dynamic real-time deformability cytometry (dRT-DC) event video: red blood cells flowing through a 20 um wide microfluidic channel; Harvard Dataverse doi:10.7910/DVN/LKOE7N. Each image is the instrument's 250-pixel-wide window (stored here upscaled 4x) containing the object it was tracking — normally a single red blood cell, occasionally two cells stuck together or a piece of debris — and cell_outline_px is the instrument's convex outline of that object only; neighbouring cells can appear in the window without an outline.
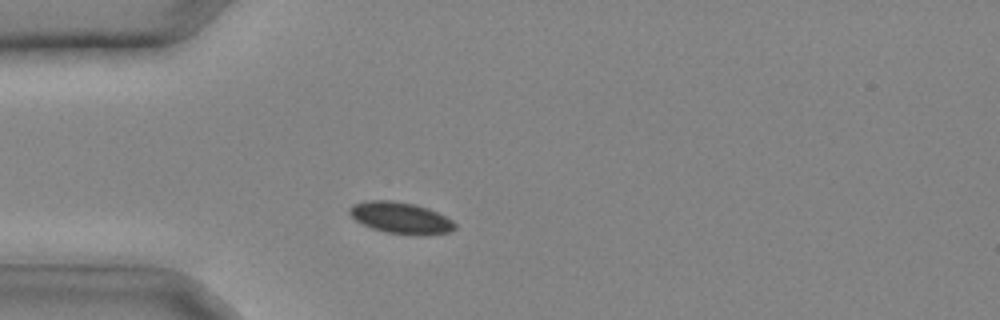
{"species": "common noctule bat (a hibernating species)", "species_latin": "Nyctalus noctula", "temperature_condition": "cold", "stored_images_in_passage": 27, "camera_frame_rate_fps": 3000, "um_per_image_px": 0.085, "animal": {"sex": "male", "body_mass_g": 20.4}, "frame": {"image": 1, "passage_image": 4, "time_ms": 1.0, "image_size_px": [1000, 320], "cell_outline_px": [[456, 228], [452, 232], [424, 236], [416, 236], [384, 232], [372, 228], [356, 220], [348, 212], [348, 208], [352, 204], [368, 200], [392, 200], [416, 204], [428, 208], [452, 220], [456, 224]], "centroid_in_image_um": [34.08, 18.53], "position_along_channel_um": 50.9, "area_um2": 19.65}}
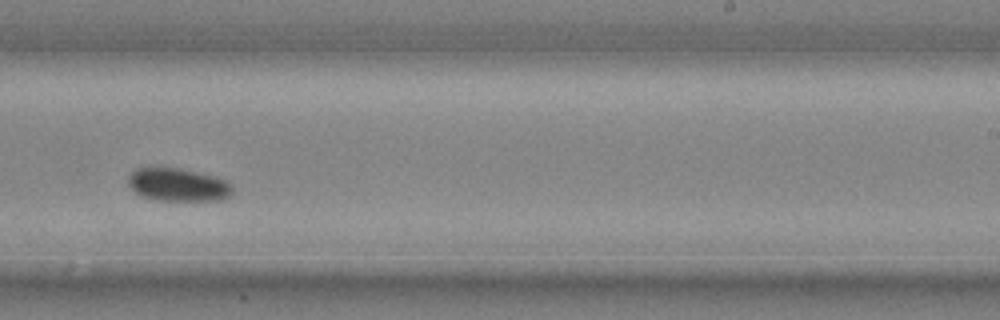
{"frame": {"image": 2, "passage_image": 16, "time_ms": 5.0, "image_size_px": [1000, 320], "cell_outline_px": [[232, 192], [224, 200], [152, 200], [140, 196], [128, 184], [128, 176], [136, 168], [180, 168], [216, 176], [228, 180], [232, 184]], "centroid_in_image_um": [15.15, 15.7], "position_along_channel_um": 273.8, "area_um2": 20.23}}
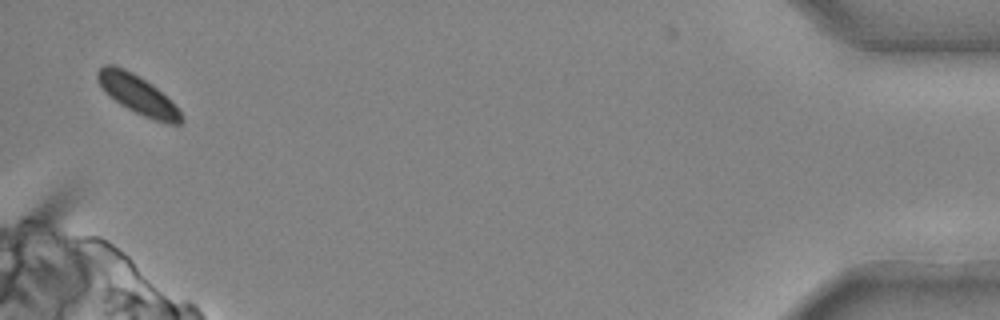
{"frame": {"image": 3, "passage_image": 27, "time_ms": 8.667, "image_size_px": [1000, 320], "cell_outline_px": [[184, 120], [180, 124], [164, 124], [144, 116], [120, 104], [100, 84], [96, 76], [96, 72], [104, 64], [112, 64], [124, 68], [132, 72], [152, 84], [184, 116]], "centroid_in_image_um": [11.72, 8.04], "position_along_channel_um": 423.5, "area_um2": 18.38}}